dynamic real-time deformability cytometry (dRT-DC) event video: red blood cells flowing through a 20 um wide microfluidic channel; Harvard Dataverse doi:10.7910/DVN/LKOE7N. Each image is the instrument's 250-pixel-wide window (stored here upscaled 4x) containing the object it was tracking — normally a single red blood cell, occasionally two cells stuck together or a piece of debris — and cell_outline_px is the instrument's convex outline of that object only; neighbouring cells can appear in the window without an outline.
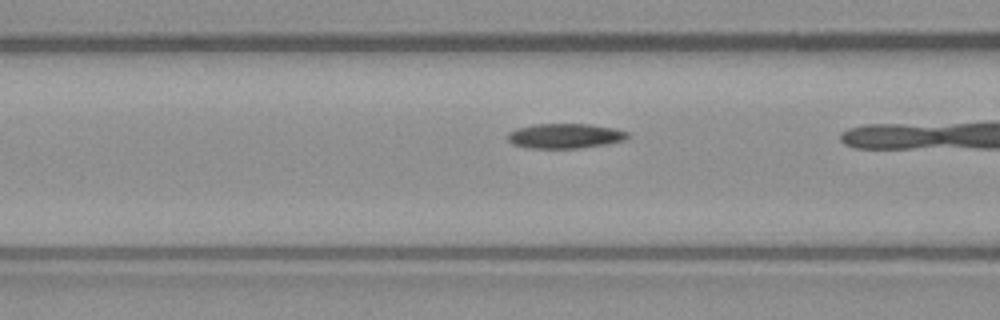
{"species": "common noctule bat (a hibernating species)", "species_latin": "Nyctalus noctula", "temperature_condition": "warm", "stored_images_in_passage": 12, "camera_frame_rate_fps": 3000, "um_per_image_px": 0.085, "animal": {"sex": "male", "body_mass_g": 23.1, "forearm_length_mm": 52.7}, "frame": {"image": 1, "passage_image": 7, "time_ms": 2.0, "image_size_px": [1000, 320], "cell_outline_px": [[628, 136], [624, 140], [604, 144], [576, 148], [532, 148], [512, 144], [508, 140], [508, 132], [516, 128], [536, 124], [588, 124], [616, 128], [628, 132]], "centroid_in_image_um": [48.01, 11.54], "position_along_channel_um": 118.6, "area_um2": 17.22}}
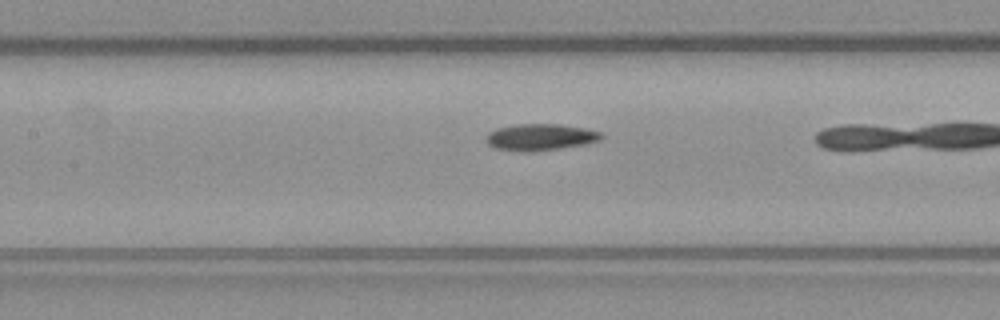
{"frame": {"image": 2, "passage_image": 10, "time_ms": 3.0, "image_size_px": [1000, 320], "cell_outline_px": [[604, 136], [600, 140], [588, 144], [560, 148], [528, 152], [524, 152], [496, 148], [488, 144], [488, 132], [496, 128], [516, 124], [560, 124], [584, 128], [600, 132]], "centroid_in_image_um": [45.96, 11.65], "position_along_channel_um": 161.4, "area_um2": 17.8}}